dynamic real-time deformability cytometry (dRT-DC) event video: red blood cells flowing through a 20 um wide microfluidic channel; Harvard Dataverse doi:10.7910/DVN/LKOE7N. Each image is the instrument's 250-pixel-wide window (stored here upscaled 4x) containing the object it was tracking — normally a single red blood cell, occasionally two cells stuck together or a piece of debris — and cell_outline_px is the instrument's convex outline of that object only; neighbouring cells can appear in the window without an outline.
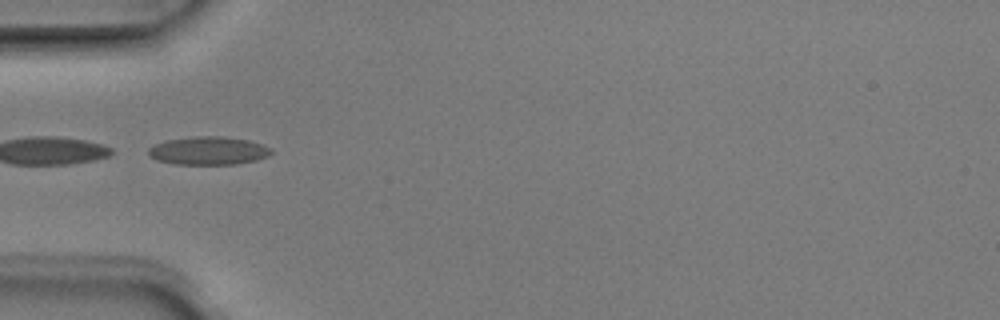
{"species": "Egyptian fruit bat (a non-hibernating species)", "species_latin": "Rousettus aegyptiacus", "temperature_condition": "room temperature", "stored_images_in_passage": 7, "camera_frame_rate_fps": 3000, "um_per_image_px": 0.085, "animal": {"sex": "male"}, "frame": {"image": 1, "passage_image": 5, "time_ms": 1.333, "image_size_px": [1000, 320], "cell_outline_px": [[272, 152], [268, 156], [256, 160], [236, 164], [172, 164], [156, 160], [148, 156], [148, 148], [164, 140], [192, 136], [224, 136], [248, 140], [272, 148]], "centroid_in_image_um": [17.68, 12.81], "position_along_channel_um": 67.3, "area_um2": 20.35}}
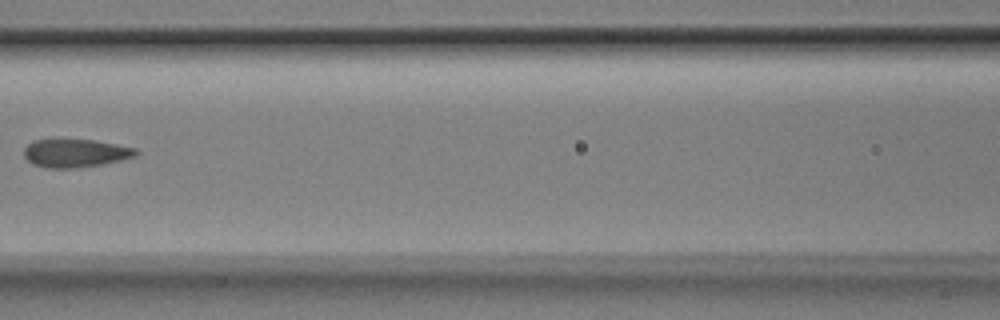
{"frame": {"image": 2, "passage_image": 7, "time_ms": 2.0, "image_size_px": [1000, 320], "cell_outline_px": [[140, 152], [136, 156], [104, 164], [76, 168], [44, 168], [32, 164], [24, 156], [24, 148], [32, 140], [52, 136], [96, 140], [136, 148]], "centroid_in_image_um": [6.35, 12.97], "position_along_channel_um": 160.2, "area_um2": 19.42}}